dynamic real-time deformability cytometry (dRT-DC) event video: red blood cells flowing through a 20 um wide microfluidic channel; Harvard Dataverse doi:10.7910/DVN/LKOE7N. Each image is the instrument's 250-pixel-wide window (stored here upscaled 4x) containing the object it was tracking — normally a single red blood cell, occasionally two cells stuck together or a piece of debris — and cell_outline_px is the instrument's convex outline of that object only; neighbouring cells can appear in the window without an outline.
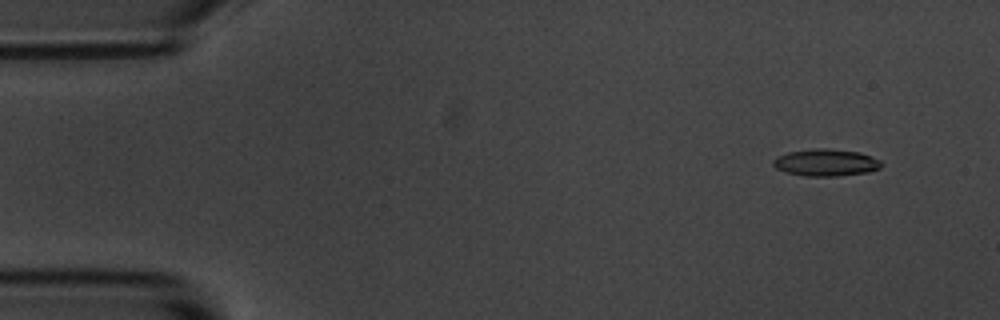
{"species": "common noctule bat (a hibernating species)", "species_latin": "Nyctalus noctula", "temperature_condition": "room temperature", "stored_images_in_passage": 6, "camera_frame_rate_fps": 3000, "um_per_image_px": 0.085, "animal": {"sex": "male", "body_mass_g": 20.1, "forearm_length_mm": 53.5}, "frame": {"image": 1, "passage_image": 2, "time_ms": 1.333, "image_size_px": [1000, 320], "cell_outline_px": [[880, 168], [868, 172], [836, 176], [804, 176], [784, 172], [776, 168], [772, 164], [772, 160], [776, 156], [788, 152], [816, 148], [824, 148], [860, 152], [872, 156], [880, 160]], "centroid_in_image_um": [70.16, 13.82], "position_along_channel_um": 14.8, "area_um2": 17.11}}
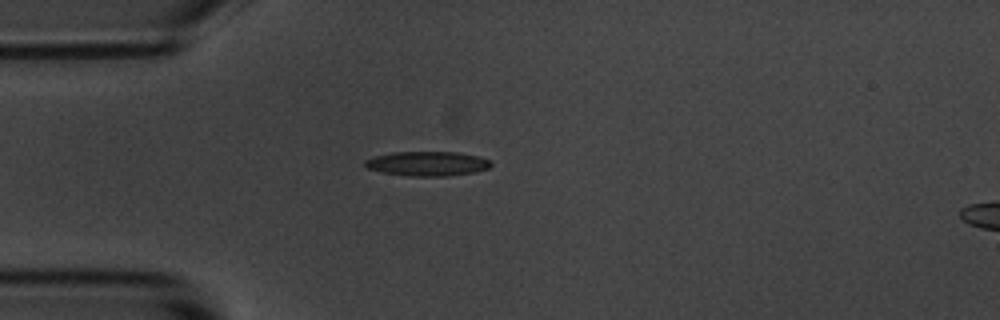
{"frame": {"image": 2, "passage_image": 5, "time_ms": 4.667, "image_size_px": [1000, 320], "cell_outline_px": [[492, 164], [488, 168], [476, 172], [448, 176], [408, 176], [380, 172], [368, 168], [364, 164], [364, 160], [376, 156], [392, 152], [456, 152], [480, 156], [492, 160]], "centroid_in_image_um": [36.36, 13.91], "position_along_channel_um": 48.6, "area_um2": 18.15}}